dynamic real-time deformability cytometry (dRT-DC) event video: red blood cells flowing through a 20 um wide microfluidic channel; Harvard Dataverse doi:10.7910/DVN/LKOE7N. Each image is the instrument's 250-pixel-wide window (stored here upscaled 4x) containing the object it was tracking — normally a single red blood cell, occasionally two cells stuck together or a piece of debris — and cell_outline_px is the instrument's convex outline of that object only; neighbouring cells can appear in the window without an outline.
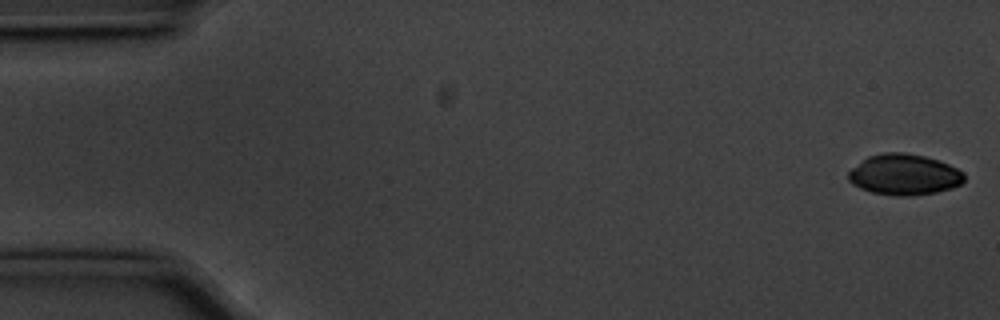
{"species": "common noctule bat (a hibernating species)", "species_latin": "Nyctalus noctula", "temperature_condition": "cold", "stored_images_in_passage": 55, "camera_frame_rate_fps": 3000, "um_per_image_px": 0.085, "animal": {"sex": "male", "body_mass_g": 20.1, "forearm_length_mm": 53.5}, "frame": {"image": 1, "passage_image": 1, "time_ms": 0.0, "image_size_px": [1000, 320], "cell_outline_px": [[964, 180], [960, 184], [952, 188], [936, 192], [908, 196], [896, 196], [872, 192], [860, 188], [852, 184], [848, 180], [848, 172], [852, 168], [868, 156], [884, 152], [904, 152], [924, 156], [940, 160], [964, 172]], "centroid_in_image_um": [76.85, 14.84], "position_along_channel_um": 8.1, "area_um2": 27.63}}
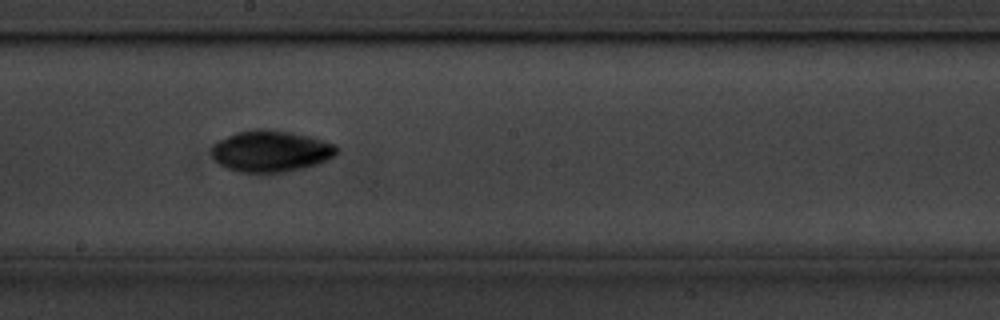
{"frame": {"image": 2, "passage_image": 30, "time_ms": 9.667, "image_size_px": [1000, 320], "cell_outline_px": [[340, 152], [336, 156], [320, 164], [288, 172], [268, 176], [240, 172], [224, 168], [212, 156], [212, 144], [236, 132], [256, 128], [268, 128], [292, 132], [312, 136], [336, 144], [340, 148]], "centroid_in_image_um": [23.09, 12.88], "position_along_channel_um": 225.1, "area_um2": 31.62}}
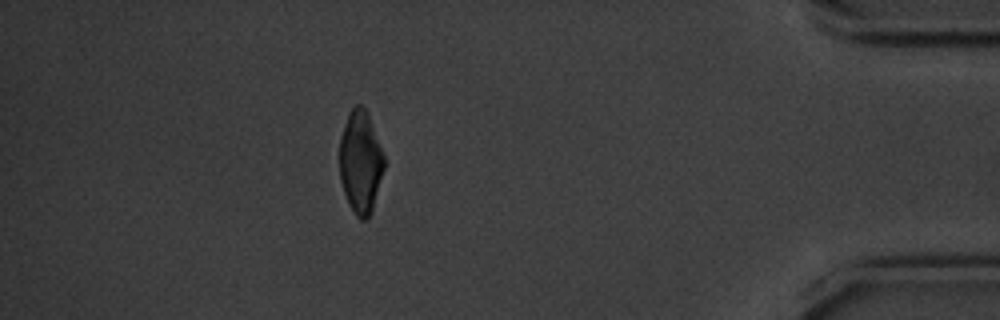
{"frame": {"image": 3, "passage_image": 49, "time_ms": 16.0, "image_size_px": [1000, 320], "cell_outline_px": [[384, 168], [372, 212], [368, 220], [360, 220], [356, 216], [348, 204], [340, 180], [340, 136], [348, 112], [356, 104], [360, 104], [368, 112], [384, 156]], "centroid_in_image_um": [30.64, 13.79], "position_along_channel_um": 404.6, "area_um2": 26.82}, "authors_computed_cell_mechanics": {"area_um2": 27.9174, "velocity_mm_per_s": 3.5814, "shape_relaxation_time_tau1_ms": 2.5012, "shape_relaxation_time_tau2_ms": null, "deformation_change_tau1": 0.1019, "deformation_change_tau2": null}}